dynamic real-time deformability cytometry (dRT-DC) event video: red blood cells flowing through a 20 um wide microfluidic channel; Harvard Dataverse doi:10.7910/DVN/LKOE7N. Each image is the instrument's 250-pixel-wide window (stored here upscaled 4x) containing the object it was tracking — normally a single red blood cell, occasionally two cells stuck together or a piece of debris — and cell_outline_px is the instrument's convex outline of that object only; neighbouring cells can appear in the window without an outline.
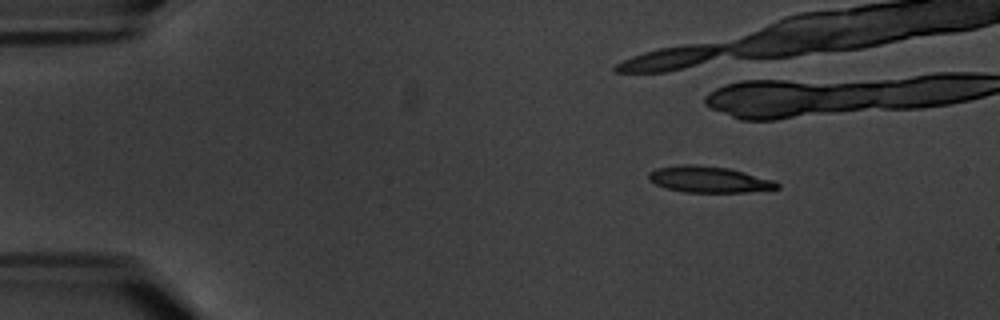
{"species": "common noctule bat (a hibernating species)", "species_latin": "Nyctalus noctula", "temperature_condition": "warm", "stored_images_in_passage": 4, "camera_frame_rate_fps": 3000, "um_per_image_px": 0.085, "animal": {"sex": "male", "body_mass_g": 20.1, "forearm_length_mm": 53.5}, "frame": {"image": 1, "passage_image": 2, "time_ms": 1.0, "image_size_px": [1000, 320], "cell_outline_px": [[780, 188], [748, 192], [684, 192], [668, 188], [656, 184], [648, 180], [648, 172], [656, 168], [680, 164], [696, 164], [728, 168], [776, 180], [780, 184]], "centroid_in_image_um": [60.27, 15.24], "position_along_channel_um": 24.7, "area_um2": 19.77}}